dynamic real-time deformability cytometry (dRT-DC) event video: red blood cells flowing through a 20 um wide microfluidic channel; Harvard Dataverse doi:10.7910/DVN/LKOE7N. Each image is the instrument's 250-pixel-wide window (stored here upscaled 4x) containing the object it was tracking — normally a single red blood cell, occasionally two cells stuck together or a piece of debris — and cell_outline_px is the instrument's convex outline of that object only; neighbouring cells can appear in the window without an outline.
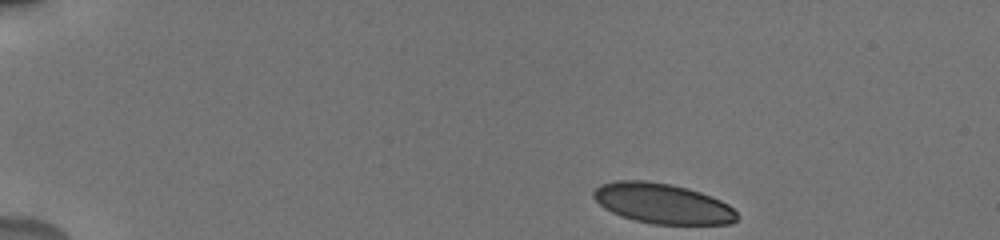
{"species": "human", "species_latin": "Homo sapiens", "temperature_condition": "cold", "stored_images_in_passage": 46, "camera_frame_rate_fps": 3000, "um_per_image_px": 0.085, "donor": {"sex": "male"}, "frame": {"image": 1, "passage_image": 1, "time_ms": 0.0, "image_size_px": [1000, 240], "cell_outline_px": [[740, 216], [732, 224], [652, 224], [632, 220], [612, 212], [604, 208], [592, 196], [592, 192], [600, 184], [616, 180], [644, 180], [668, 184], [688, 188], [712, 196], [728, 204]], "centroid_in_image_um": [56.31, 17.3], "position_along_channel_um": 28.7, "area_um2": 33.76}}
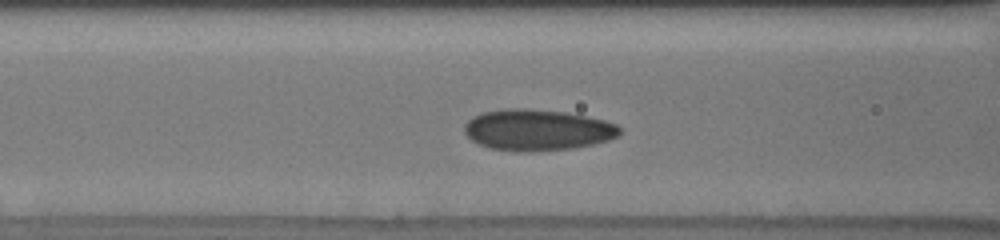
{"frame": {"image": 2, "passage_image": 16, "time_ms": 5.0, "image_size_px": [1000, 240], "cell_outline_px": [[620, 132], [616, 136], [608, 140], [592, 144], [572, 148], [532, 152], [516, 152], [488, 148], [472, 140], [464, 132], [464, 124], [472, 116], [480, 112], [508, 108], [524, 108], [564, 112], [604, 120], [616, 124], [620, 128]], "centroid_in_image_um": [45.61, 11.05], "position_along_channel_um": 121.0, "area_um2": 37.34}}
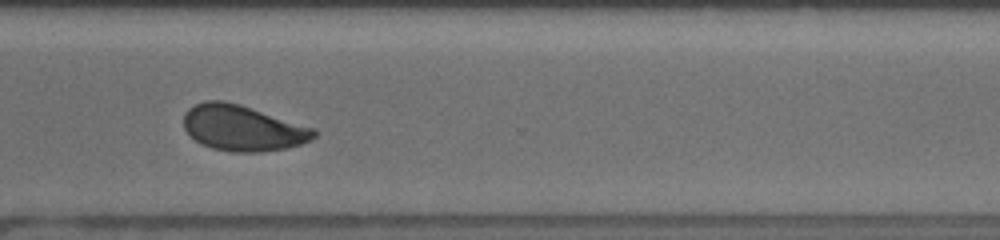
{"frame": {"image": 3, "passage_image": 34, "time_ms": 11.0, "image_size_px": [1000, 240], "cell_outline_px": [[316, 136], [312, 140], [288, 148], [260, 152], [232, 152], [212, 148], [200, 144], [184, 128], [184, 112], [188, 108], [204, 100], [224, 100], [240, 104], [316, 128]], "centroid_in_image_um": [20.65, 10.88], "position_along_channel_um": 350.0, "area_um2": 34.97}, "authors_computed_cell_mechanics": {"area_um2": 35.1135, "velocity_mm_per_s": 3.8148, "shape_relaxation_time_tau1_ms": 4.991, "shape_relaxation_time_tau2_ms": 1.1702, "deformation_change_tau1": 0.136, "deformation_change_tau2": 0.0624}}